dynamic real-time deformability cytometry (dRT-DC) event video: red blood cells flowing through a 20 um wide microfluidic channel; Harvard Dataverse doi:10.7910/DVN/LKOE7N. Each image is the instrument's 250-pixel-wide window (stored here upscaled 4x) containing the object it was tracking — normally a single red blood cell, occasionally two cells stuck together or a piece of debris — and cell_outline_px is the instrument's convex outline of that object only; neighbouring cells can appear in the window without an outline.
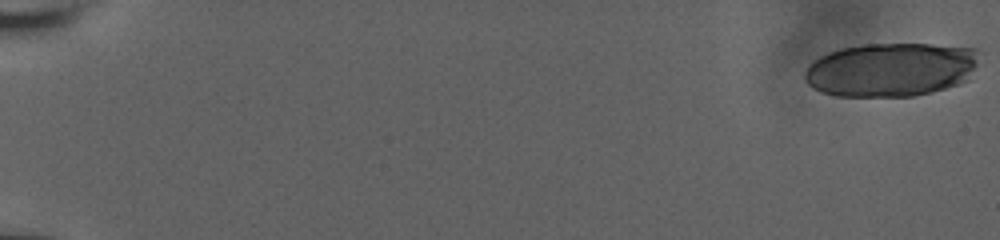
{"species": "human", "species_latin": "Homo sapiens", "temperature_condition": "room temperature", "stored_images_in_passage": 24, "camera_frame_rate_fps": 3000, "um_per_image_px": 0.085, "donor": {"sex": "male"}, "frame": {"image": 1, "passage_image": 1, "time_ms": 0.0, "image_size_px": [1000, 240], "cell_outline_px": [[976, 64], [968, 80], [960, 84], [932, 92], [912, 96], [836, 96], [820, 92], [812, 88], [804, 80], [804, 72], [820, 56], [828, 52], [840, 48], [864, 44], [932, 44], [976, 48]], "centroid_in_image_um": [75.71, 5.92], "position_along_channel_um": 9.3, "area_um2": 54.85}}
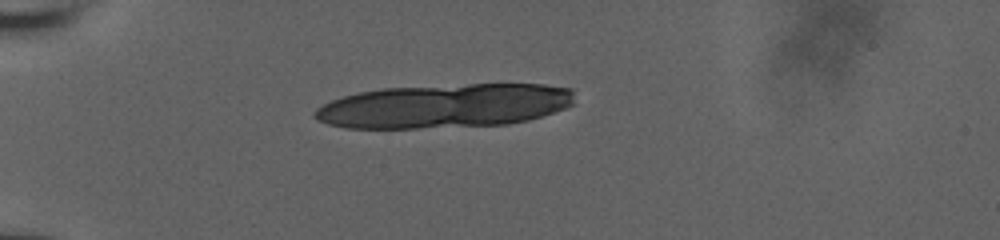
{"frame": {"image": 2, "passage_image": 18, "time_ms": 5.667, "image_size_px": [1000, 240], "cell_outline_px": [[572, 104], [564, 108], [528, 120], [508, 124], [416, 128], [344, 128], [328, 124], [316, 120], [312, 116], [312, 112], [316, 108], [332, 100], [344, 96], [360, 92], [384, 88], [468, 84], [544, 84], [572, 88]], "centroid_in_image_um": [37.73, 9.0], "position_along_channel_um": 47.3, "area_um2": 66.41}}